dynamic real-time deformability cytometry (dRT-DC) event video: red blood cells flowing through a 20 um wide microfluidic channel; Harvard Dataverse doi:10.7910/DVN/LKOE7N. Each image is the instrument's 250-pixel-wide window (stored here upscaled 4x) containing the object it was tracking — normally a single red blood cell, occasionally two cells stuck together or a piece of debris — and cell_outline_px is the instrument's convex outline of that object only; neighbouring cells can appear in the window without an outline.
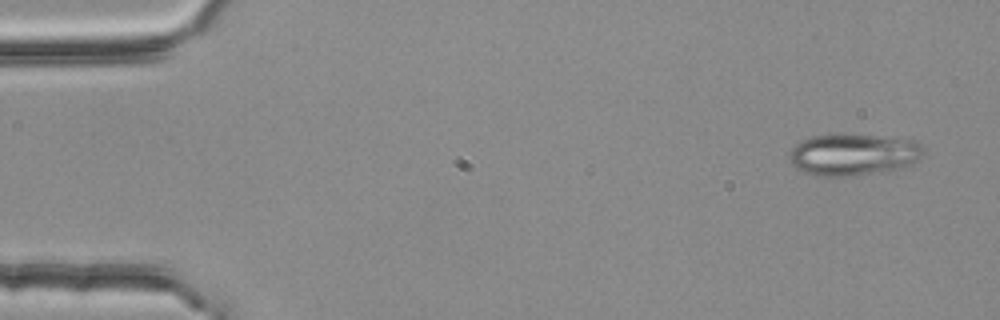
{"species": "common noctule bat (a hibernating species)", "species_latin": "Nyctalus noctula", "temperature_condition": "room temperature", "stored_images_in_passage": 4, "camera_frame_rate_fps": 3000, "um_per_image_px": 0.085, "animal": {"sex": "female", "body_mass_g": 25.1}, "frame": {"image": 1, "passage_image": 1, "time_ms": 0.0, "image_size_px": [1000, 320], "cell_outline_px": [[924, 152], [916, 160], [900, 168], [880, 172], [852, 176], [812, 176], [796, 168], [792, 164], [788, 156], [792, 148], [800, 140], [812, 136], [832, 132], [836, 132], [916, 140], [924, 148]], "centroid_in_image_um": [72.47, 13.11], "position_along_channel_um": 12.5, "area_um2": 33.12}}